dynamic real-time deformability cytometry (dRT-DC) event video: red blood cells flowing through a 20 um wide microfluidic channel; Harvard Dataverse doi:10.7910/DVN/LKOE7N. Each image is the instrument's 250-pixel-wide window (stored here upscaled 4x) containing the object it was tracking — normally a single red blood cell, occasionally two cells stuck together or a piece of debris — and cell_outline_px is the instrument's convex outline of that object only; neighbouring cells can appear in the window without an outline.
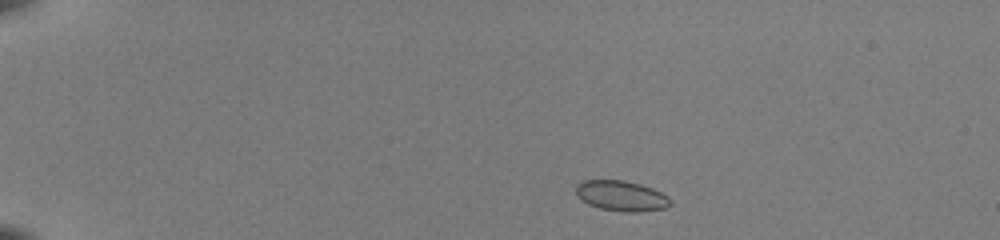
{"species": "common noctule bat (a hibernating species)", "species_latin": "Nyctalus noctula", "temperature_condition": "room temperature", "stored_images_in_passage": 44, "camera_frame_rate_fps": 3000, "um_per_image_px": 0.085, "animal": {"sex": "female", "body_mass_g": 22.0, "forearm_length_mm": 56.7}, "frame": {"image": 1, "passage_image": 2, "time_ms": 0.333, "image_size_px": [1000, 240], "cell_outline_px": [[672, 204], [664, 208], [640, 212], [624, 212], [600, 208], [588, 204], [576, 192], [576, 184], [584, 180], [624, 180], [640, 184], [652, 188], [668, 196]], "centroid_in_image_um": [52.84, 16.64], "position_along_channel_um": 32.2, "area_um2": 16.59}}
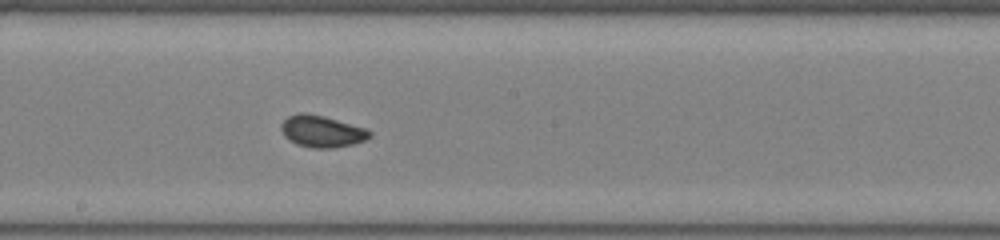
{"frame": {"image": 2, "passage_image": 23, "time_ms": 7.333, "image_size_px": [1000, 240], "cell_outline_px": [[372, 136], [364, 140], [352, 144], [332, 148], [312, 148], [296, 144], [288, 140], [284, 136], [280, 128], [280, 124], [288, 116], [300, 112], [304, 112], [324, 116], [368, 128], [372, 132]], "centroid_in_image_um": [27.35, 11.16], "position_along_channel_um": 220.8, "area_um2": 16.59}}
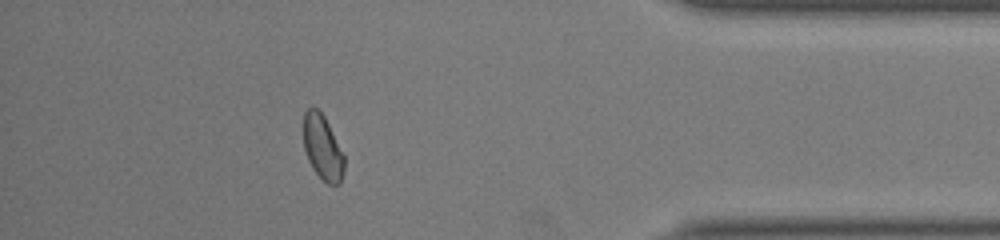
{"frame": {"image": 3, "passage_image": 39, "time_ms": 12.667, "image_size_px": [1000, 240], "cell_outline_px": [[344, 172], [340, 184], [328, 184], [312, 168], [308, 160], [304, 148], [304, 112], [308, 108], [316, 108], [324, 116], [344, 156]], "centroid_in_image_um": [27.42, 12.56], "position_along_channel_um": 407.8, "area_um2": 15.09}, "authors_computed_cell_mechanics": {"area_um2": 15.9817, "velocity_mm_per_s": 4.0004, "shape_relaxation_time_tau1_ms": 3.018, "shape_relaxation_time_tau2_ms": 1.0785, "deformation_change_tau1": 0.0615, "deformation_change_tau2": 0.0445}}